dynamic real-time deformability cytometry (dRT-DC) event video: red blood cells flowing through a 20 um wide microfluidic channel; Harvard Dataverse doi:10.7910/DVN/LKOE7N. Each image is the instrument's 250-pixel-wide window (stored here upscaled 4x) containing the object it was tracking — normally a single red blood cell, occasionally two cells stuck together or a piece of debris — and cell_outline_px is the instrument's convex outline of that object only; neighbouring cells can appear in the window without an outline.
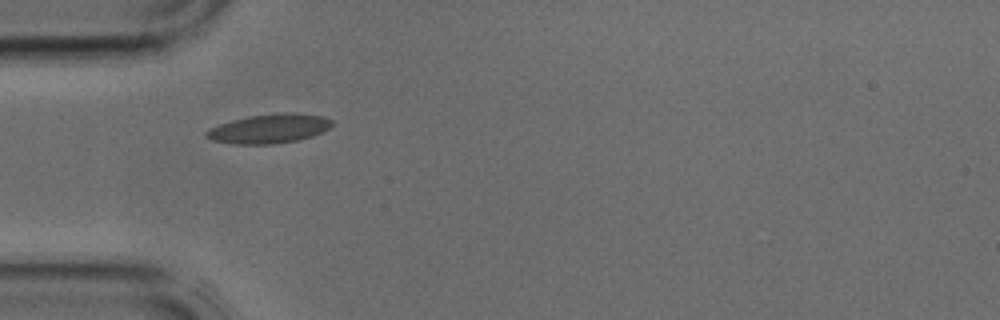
{"species": "common noctule bat (a hibernating species)", "species_latin": "Nyctalus noctula", "temperature_condition": "cold", "stored_images_in_passage": 1, "camera_frame_rate_fps": 3000, "um_per_image_px": 0.085, "animal": {"sex": "male", "body_mass_g": 17.9, "forearm_length_mm": 54.2}, "frame": {"image": 1, "passage_image": 1, "time_ms": 0.0, "image_size_px": [1000, 320], "cell_outline_px": [[332, 124], [328, 128], [312, 136], [296, 140], [272, 144], [236, 144], [212, 140], [204, 136], [204, 132], [208, 128], [232, 120], [252, 116], [284, 112], [292, 112], [324, 116], [332, 120]], "centroid_in_image_um": [22.85, 10.93], "position_along_channel_um": 62.1, "area_um2": 21.21}}